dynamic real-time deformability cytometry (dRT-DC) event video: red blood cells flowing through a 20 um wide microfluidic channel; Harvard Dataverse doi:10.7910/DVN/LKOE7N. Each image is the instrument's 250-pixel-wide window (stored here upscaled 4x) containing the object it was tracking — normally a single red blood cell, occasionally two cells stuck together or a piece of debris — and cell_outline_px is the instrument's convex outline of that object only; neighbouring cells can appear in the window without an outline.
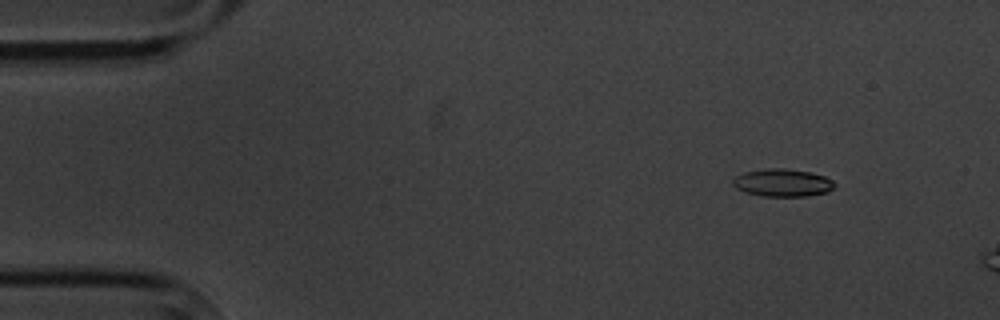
{"species": "common noctule bat (a hibernating species)", "species_latin": "Nyctalus noctula", "temperature_condition": "cold", "stored_images_in_passage": 6, "camera_frame_rate_fps": 3000, "um_per_image_px": 0.085, "animal": {"sex": "male", "body_mass_g": 20.1, "forearm_length_mm": 53.5}, "frame": {"image": 1, "passage_image": 2, "time_ms": 1.333, "image_size_px": [1000, 320], "cell_outline_px": [[836, 184], [828, 192], [808, 196], [764, 196], [744, 192], [736, 188], [732, 184], [732, 180], [736, 176], [744, 172], [764, 168], [784, 168], [812, 172], [824, 176], [832, 180]], "centroid_in_image_um": [66.51, 15.52], "position_along_channel_um": 18.5, "area_um2": 16.53}}